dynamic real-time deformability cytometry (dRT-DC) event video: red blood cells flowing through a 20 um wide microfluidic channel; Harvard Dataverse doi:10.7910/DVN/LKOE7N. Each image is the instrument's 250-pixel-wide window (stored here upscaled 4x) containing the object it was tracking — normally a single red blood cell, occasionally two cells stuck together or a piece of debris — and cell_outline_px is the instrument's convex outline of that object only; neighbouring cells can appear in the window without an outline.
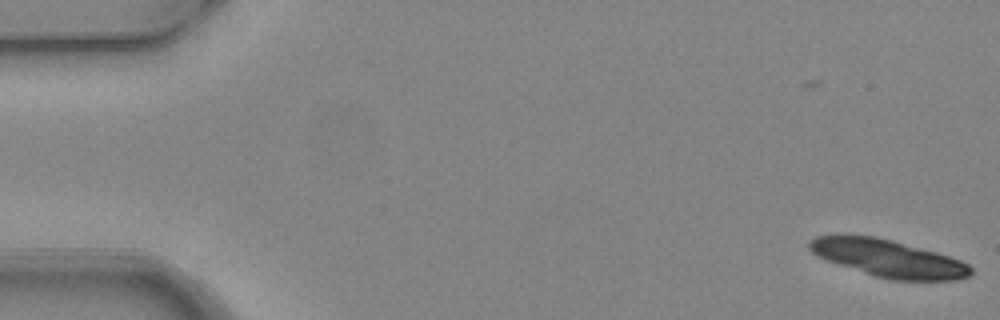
{"species": "common noctule bat (a hibernating species)", "species_latin": "Nyctalus noctula", "temperature_condition": "warm", "stored_images_in_passage": 5, "camera_frame_rate_fps": 3000, "um_per_image_px": 0.085, "animal": {"sex": "female", "body_mass_g": 24.6, "forearm_length_mm": 56.2}, "frame": {"image": 1, "passage_image": 1, "time_ms": 0.0, "image_size_px": [1000, 320], "cell_outline_px": [[972, 272], [968, 276], [956, 280], [892, 280], [876, 276], [816, 256], [808, 248], [808, 240], [816, 236], [836, 232], [876, 236], [892, 240], [936, 252], [960, 260], [968, 264], [972, 268]], "centroid_in_image_um": [75.42, 21.91], "position_along_channel_um": 9.6, "area_um2": 35.37}}